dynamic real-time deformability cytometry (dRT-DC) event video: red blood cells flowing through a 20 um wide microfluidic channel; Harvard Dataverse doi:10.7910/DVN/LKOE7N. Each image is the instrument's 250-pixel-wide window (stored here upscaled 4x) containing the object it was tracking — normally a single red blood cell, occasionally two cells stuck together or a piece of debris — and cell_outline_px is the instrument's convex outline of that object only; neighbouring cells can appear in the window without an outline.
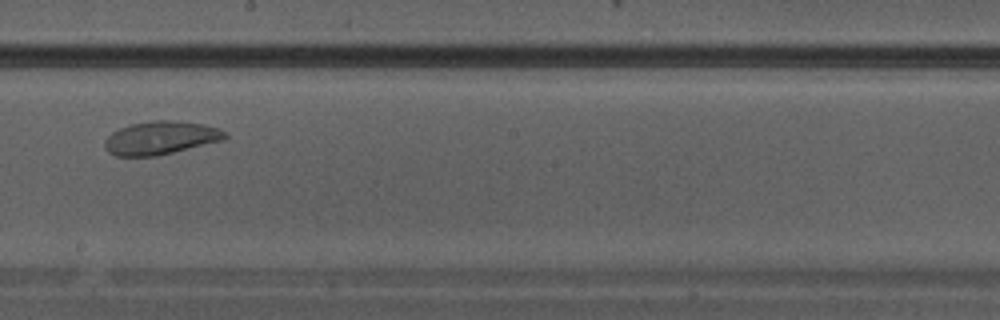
{"species": "Egyptian fruit bat (a non-hibernating species)", "species_latin": "Rousettus aegyptiacus", "temperature_condition": "warm", "stored_images_in_passage": 22, "camera_frame_rate_fps": 3000, "um_per_image_px": 0.085, "animal": {"sex": "male"}, "frame": {"image": 1, "passage_image": 10, "time_ms": 3.0, "image_size_px": [1000, 320], "cell_outline_px": [[228, 136], [224, 140], [156, 156], [116, 156], [108, 152], [104, 148], [104, 140], [112, 132], [120, 128], [132, 124], [152, 120], [172, 120], [204, 124], [228, 132]], "centroid_in_image_um": [13.65, 11.72], "position_along_channel_um": 234.5, "area_um2": 23.35}}